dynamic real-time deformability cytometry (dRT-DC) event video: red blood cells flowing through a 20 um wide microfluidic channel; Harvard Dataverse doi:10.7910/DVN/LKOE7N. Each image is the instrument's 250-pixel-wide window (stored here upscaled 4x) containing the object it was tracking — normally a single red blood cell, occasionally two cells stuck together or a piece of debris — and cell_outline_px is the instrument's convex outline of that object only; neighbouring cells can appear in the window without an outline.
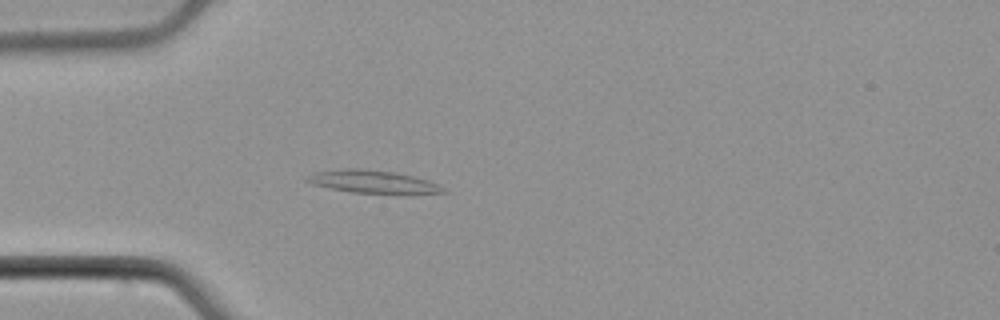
{"species": "common noctule bat (a hibernating species)", "species_latin": "Nyctalus noctula", "temperature_condition": "cold", "stored_images_in_passage": 43, "camera_frame_rate_fps": 3000, "um_per_image_px": 0.085, "animal": {"sex": "male", "body_mass_g": 21.5, "forearm_length_mm": 52.0}, "frame": {"image": 1, "passage_image": 6, "time_ms": 1.667, "image_size_px": [1000, 320], "cell_outline_px": [[448, 192], [352, 192], [312, 184], [304, 180], [308, 176], [316, 172], [344, 168], [360, 168], [396, 172], [428, 180], [440, 184]], "centroid_in_image_um": [31.65, 15.41], "position_along_channel_um": 53.4, "area_um2": 17.46}}
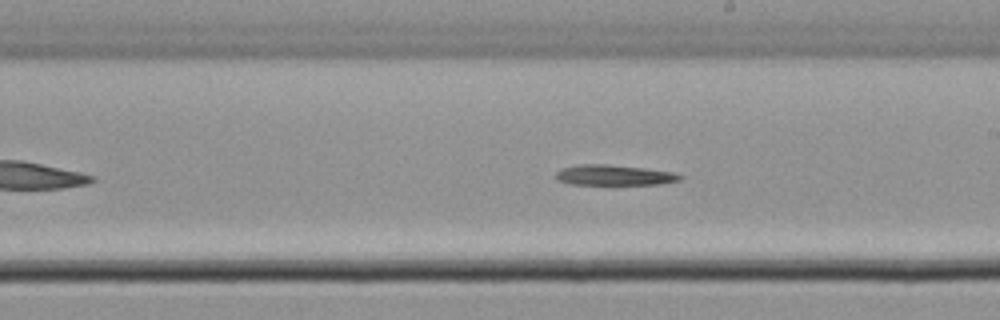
{"frame": {"image": 2, "passage_image": 21, "time_ms": 6.667, "image_size_px": [1000, 320], "cell_outline_px": [[684, 176], [680, 180], [660, 184], [612, 188], [568, 184], [556, 180], [556, 172], [564, 168], [580, 164], [604, 164], [644, 168], [676, 172]], "centroid_in_image_um": [52.22, 14.96], "position_along_channel_um": 236.8, "area_um2": 16.07}}
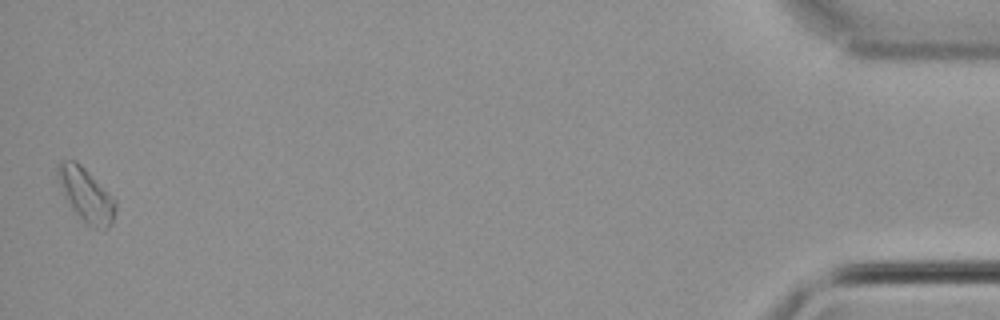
{"frame": {"image": 3, "passage_image": 43, "time_ms": 14.0, "image_size_px": [1000, 320], "cell_outline_px": [[116, 208], [112, 224], [108, 228], [92, 228], [72, 208], [64, 196], [56, 176], [56, 164], [60, 160], [76, 160], [116, 200]], "centroid_in_image_um": [7.29, 16.53], "position_along_channel_um": 427.9, "area_um2": 17.86}}